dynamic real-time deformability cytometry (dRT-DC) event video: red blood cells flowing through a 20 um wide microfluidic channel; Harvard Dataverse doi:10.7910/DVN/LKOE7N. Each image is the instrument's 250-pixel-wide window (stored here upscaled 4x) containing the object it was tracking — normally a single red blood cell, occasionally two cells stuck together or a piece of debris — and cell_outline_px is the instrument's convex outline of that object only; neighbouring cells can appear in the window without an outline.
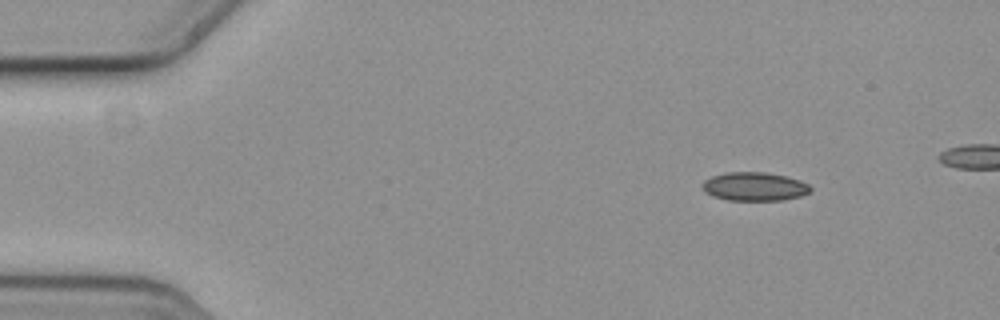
{"species": "common noctule bat (a hibernating species)", "species_latin": "Nyctalus noctula", "temperature_condition": "cold", "stored_images_in_passage": 47, "camera_frame_rate_fps": 3000, "um_per_image_px": 0.085, "animal": {"sex": "female", "body_mass_g": 19.3, "forearm_length_mm": 54.1}, "frame": {"image": 1, "passage_image": 1, "time_ms": 0.0, "image_size_px": [1000, 320], "cell_outline_px": [[812, 192], [800, 196], [784, 200], [728, 200], [712, 196], [704, 192], [700, 184], [704, 180], [712, 176], [728, 172], [764, 172], [784, 176], [800, 180], [808, 184], [812, 188]], "centroid_in_image_um": [64.12, 15.86], "position_along_channel_um": 20.9, "area_um2": 18.15}}
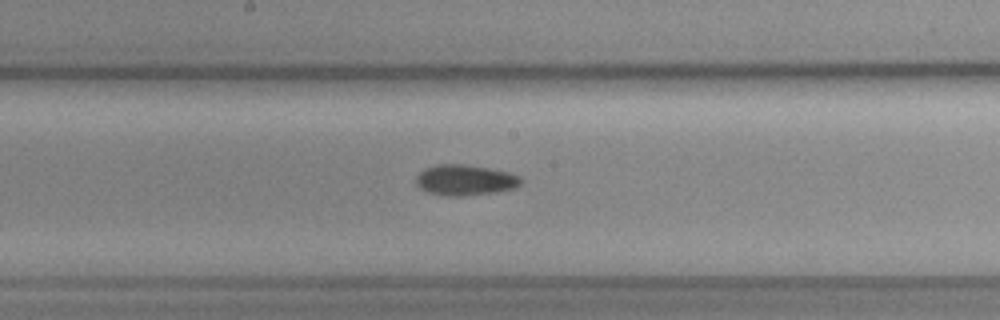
{"frame": {"image": 2, "passage_image": 24, "time_ms": 7.667, "image_size_px": [1000, 320], "cell_outline_px": [[524, 180], [516, 188], [496, 192], [464, 196], [444, 196], [428, 192], [420, 188], [416, 184], [416, 176], [424, 168], [440, 164], [464, 164], [488, 168], [508, 172], [520, 176]], "centroid_in_image_um": [39.55, 15.31], "position_along_channel_um": 208.7, "area_um2": 18.9}}
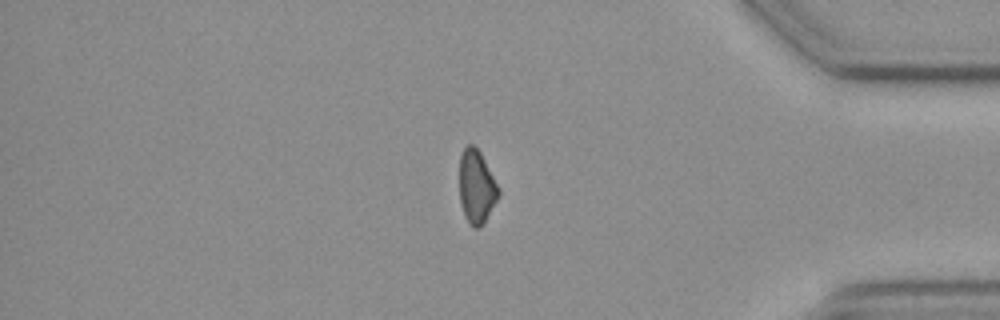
{"frame": {"image": 3, "passage_image": 42, "time_ms": 13.667, "image_size_px": [1000, 320], "cell_outline_px": [[500, 192], [484, 224], [476, 228], [472, 228], [468, 224], [464, 216], [460, 204], [460, 156], [464, 148], [468, 144], [472, 144], [480, 152], [500, 188]], "centroid_in_image_um": [40.5, 15.91], "position_along_channel_um": 394.7, "area_um2": 16.76}}